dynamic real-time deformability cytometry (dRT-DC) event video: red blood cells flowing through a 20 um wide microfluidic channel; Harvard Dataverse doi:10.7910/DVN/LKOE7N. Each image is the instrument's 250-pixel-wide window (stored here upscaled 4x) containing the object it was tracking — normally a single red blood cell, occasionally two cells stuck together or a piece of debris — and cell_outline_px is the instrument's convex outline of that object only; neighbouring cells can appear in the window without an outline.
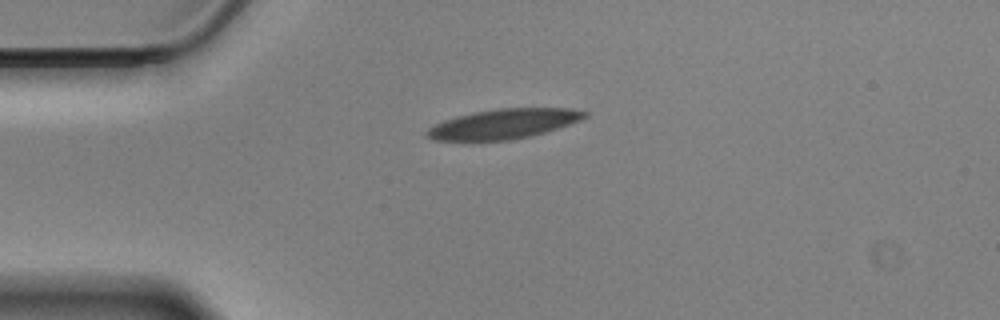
{"species": "Egyptian fruit bat (a non-hibernating species)", "species_latin": "Rousettus aegyptiacus", "temperature_condition": "cold", "stored_images_in_passage": 11, "camera_frame_rate_fps": 3000, "um_per_image_px": 0.085, "animal": {"sex": "male"}, "frame": {"image": 1, "passage_image": 1, "time_ms": 0.0, "image_size_px": [1000, 320], "cell_outline_px": [[588, 116], [580, 120], [544, 132], [528, 136], [508, 140], [436, 140], [424, 136], [424, 132], [428, 128], [444, 120], [456, 116], [472, 112], [496, 108], [572, 108], [588, 112]], "centroid_in_image_um": [42.78, 10.51], "position_along_channel_um": 42.2, "area_um2": 27.22}}
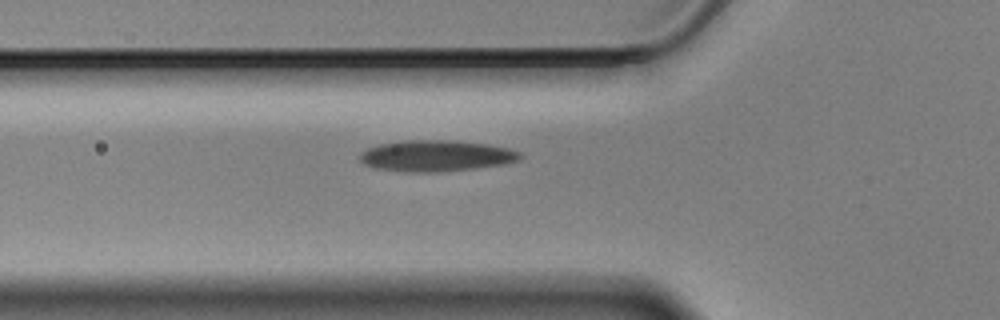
{"frame": {"image": 2, "passage_image": 7, "time_ms": 2.0, "image_size_px": [1000, 320], "cell_outline_px": [[524, 156], [520, 160], [504, 164], [476, 168], [440, 172], [404, 172], [372, 168], [364, 164], [360, 160], [360, 152], [368, 148], [380, 144], [404, 140], [448, 140], [488, 144], [508, 148], [520, 152]], "centroid_in_image_um": [37.07, 13.25], "position_along_channel_um": 88.7, "area_um2": 29.36}}
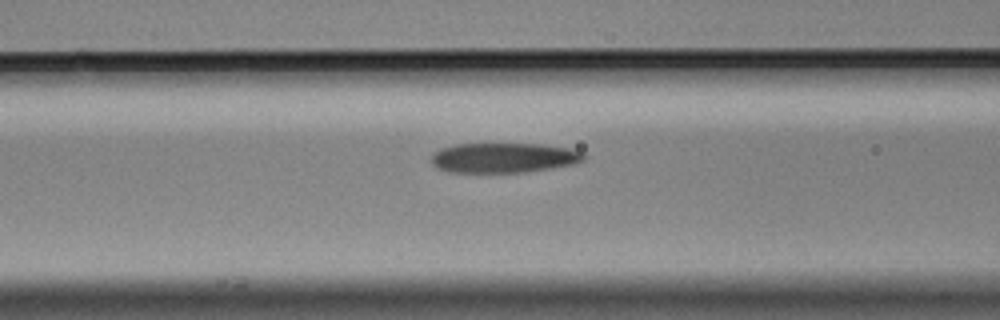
{"frame": {"image": 3, "passage_image": 10, "time_ms": 3.0, "image_size_px": [1000, 320], "cell_outline_px": [[588, 156], [584, 160], [572, 164], [524, 172], [448, 172], [436, 168], [432, 164], [432, 156], [436, 152], [444, 148], [456, 144], [540, 144], [568, 148], [584, 152]], "centroid_in_image_um": [42.84, 13.41], "position_along_channel_um": 123.8, "area_um2": 26.36}}